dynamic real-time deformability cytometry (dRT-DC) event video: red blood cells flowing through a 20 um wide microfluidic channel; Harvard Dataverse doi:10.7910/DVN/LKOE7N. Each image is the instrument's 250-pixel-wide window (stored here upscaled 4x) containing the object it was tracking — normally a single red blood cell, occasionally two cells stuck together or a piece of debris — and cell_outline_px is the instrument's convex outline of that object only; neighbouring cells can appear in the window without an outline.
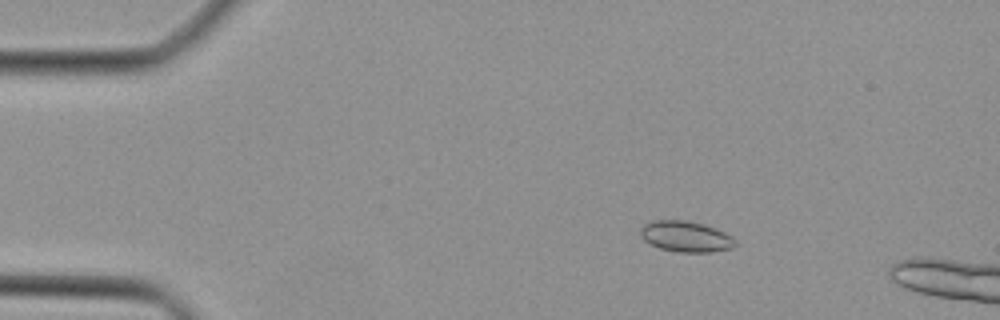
{"species": "Egyptian fruit bat (a non-hibernating species)", "species_latin": "Rousettus aegyptiacus", "temperature_condition": "cold", "stored_images_in_passage": 13, "camera_frame_rate_fps": 3000, "um_per_image_px": 0.085, "animal": {"sex": "female"}, "frame": {"image": 1, "passage_image": 8, "time_ms": 2.333, "image_size_px": [1000, 320], "cell_outline_px": [[736, 244], [732, 248], [712, 252], [676, 252], [660, 248], [644, 240], [640, 236], [640, 228], [644, 224], [652, 220], [688, 220], [704, 224], [724, 232], [732, 236], [736, 240]], "centroid_in_image_um": [58.29, 20.1], "position_along_channel_um": 26.7, "area_um2": 17.17}}